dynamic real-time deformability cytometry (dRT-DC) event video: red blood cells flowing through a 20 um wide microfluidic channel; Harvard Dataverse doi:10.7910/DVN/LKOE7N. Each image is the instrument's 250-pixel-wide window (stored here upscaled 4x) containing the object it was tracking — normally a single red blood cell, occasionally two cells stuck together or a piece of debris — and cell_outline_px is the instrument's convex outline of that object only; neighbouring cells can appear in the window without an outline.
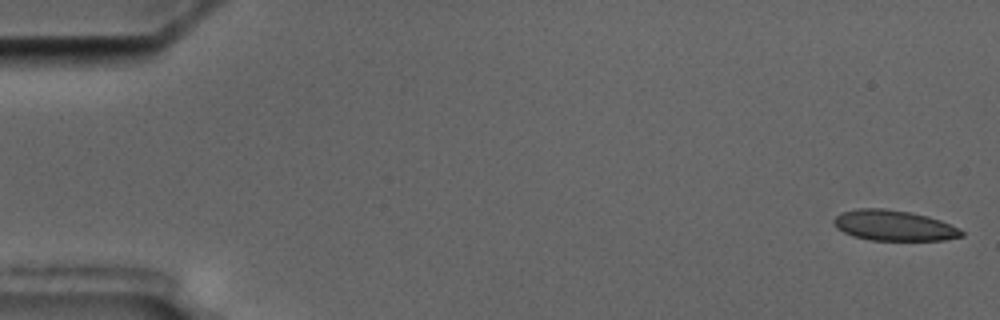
{"species": "common noctule bat (a hibernating species)", "species_latin": "Nyctalus noctula", "temperature_condition": "cold", "stored_images_in_passage": 4, "camera_frame_rate_fps": 3000, "um_per_image_px": 0.085, "animal": {"sex": "male", "body_mass_g": 17.5, "forearm_length_mm": 52.3}, "frame": {"image": 1, "passage_image": 1, "time_ms": 0.0, "image_size_px": [1000, 320], "cell_outline_px": [[964, 236], [944, 240], [872, 240], [852, 236], [836, 228], [832, 224], [832, 220], [840, 212], [856, 208], [884, 208], [912, 212], [928, 216], [940, 220], [964, 232]], "centroid_in_image_um": [75.92, 19.16], "position_along_channel_um": 9.1, "area_um2": 22.83}}
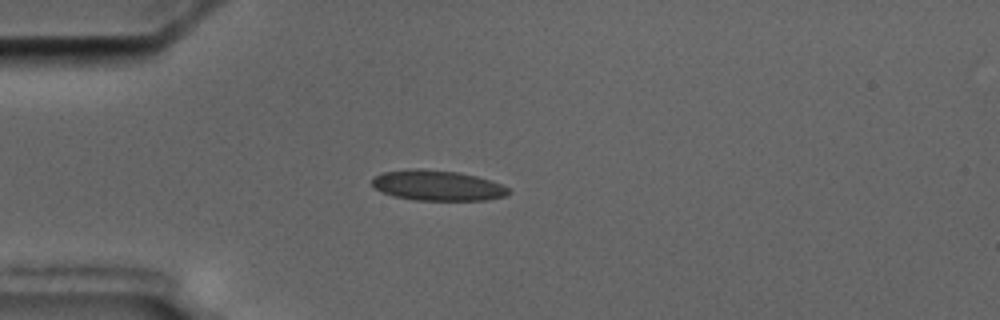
{"frame": {"image": 2, "passage_image": 4, "time_ms": 4.667, "image_size_px": [1000, 320], "cell_outline_px": [[512, 192], [508, 196], [488, 200], [416, 200], [392, 196], [376, 188], [372, 184], [372, 176], [384, 172], [412, 168], [420, 168], [460, 172], [492, 180], [508, 188]], "centroid_in_image_um": [37.22, 15.76], "position_along_channel_um": 47.8, "area_um2": 24.39}}